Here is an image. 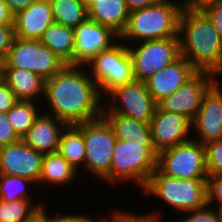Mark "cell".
<instances>
[{
  "label": "cell",
  "instance_id": "cell-1",
  "mask_svg": "<svg viewBox=\"0 0 222 222\" xmlns=\"http://www.w3.org/2000/svg\"><path fill=\"white\" fill-rule=\"evenodd\" d=\"M43 100L42 112L55 116L67 125L101 117L104 106V99L87 67L79 65H66L45 80Z\"/></svg>",
  "mask_w": 222,
  "mask_h": 222
},
{
  "label": "cell",
  "instance_id": "cell-2",
  "mask_svg": "<svg viewBox=\"0 0 222 222\" xmlns=\"http://www.w3.org/2000/svg\"><path fill=\"white\" fill-rule=\"evenodd\" d=\"M180 56L198 71L222 70V37L201 10L184 8L179 21Z\"/></svg>",
  "mask_w": 222,
  "mask_h": 222
},
{
  "label": "cell",
  "instance_id": "cell-3",
  "mask_svg": "<svg viewBox=\"0 0 222 222\" xmlns=\"http://www.w3.org/2000/svg\"><path fill=\"white\" fill-rule=\"evenodd\" d=\"M183 0L160 2L130 11L127 25L119 40L127 45L179 35V21L184 9Z\"/></svg>",
  "mask_w": 222,
  "mask_h": 222
},
{
  "label": "cell",
  "instance_id": "cell-4",
  "mask_svg": "<svg viewBox=\"0 0 222 222\" xmlns=\"http://www.w3.org/2000/svg\"><path fill=\"white\" fill-rule=\"evenodd\" d=\"M157 169V153L152 142L116 140L110 167V187L135 185L142 190ZM118 185V186H116Z\"/></svg>",
  "mask_w": 222,
  "mask_h": 222
},
{
  "label": "cell",
  "instance_id": "cell-5",
  "mask_svg": "<svg viewBox=\"0 0 222 222\" xmlns=\"http://www.w3.org/2000/svg\"><path fill=\"white\" fill-rule=\"evenodd\" d=\"M142 196L156 197L176 214L182 215L208 204L207 179H179L162 174L156 169L141 190ZM150 196V197H149Z\"/></svg>",
  "mask_w": 222,
  "mask_h": 222
},
{
  "label": "cell",
  "instance_id": "cell-6",
  "mask_svg": "<svg viewBox=\"0 0 222 222\" xmlns=\"http://www.w3.org/2000/svg\"><path fill=\"white\" fill-rule=\"evenodd\" d=\"M82 131L85 142V162L82 171L95 177L101 184L110 186V167L116 136L103 117L76 124Z\"/></svg>",
  "mask_w": 222,
  "mask_h": 222
},
{
  "label": "cell",
  "instance_id": "cell-7",
  "mask_svg": "<svg viewBox=\"0 0 222 222\" xmlns=\"http://www.w3.org/2000/svg\"><path fill=\"white\" fill-rule=\"evenodd\" d=\"M85 66L103 98L115 87L135 80L131 54L127 44L120 40L99 52Z\"/></svg>",
  "mask_w": 222,
  "mask_h": 222
},
{
  "label": "cell",
  "instance_id": "cell-8",
  "mask_svg": "<svg viewBox=\"0 0 222 222\" xmlns=\"http://www.w3.org/2000/svg\"><path fill=\"white\" fill-rule=\"evenodd\" d=\"M157 169L179 179H207L205 146L190 139L157 154Z\"/></svg>",
  "mask_w": 222,
  "mask_h": 222
},
{
  "label": "cell",
  "instance_id": "cell-9",
  "mask_svg": "<svg viewBox=\"0 0 222 222\" xmlns=\"http://www.w3.org/2000/svg\"><path fill=\"white\" fill-rule=\"evenodd\" d=\"M103 99L102 114H120L146 123L157 107L146 83L138 80L115 87Z\"/></svg>",
  "mask_w": 222,
  "mask_h": 222
},
{
  "label": "cell",
  "instance_id": "cell-10",
  "mask_svg": "<svg viewBox=\"0 0 222 222\" xmlns=\"http://www.w3.org/2000/svg\"><path fill=\"white\" fill-rule=\"evenodd\" d=\"M66 65L40 40L16 37L5 62L0 66L26 69L47 80L60 72Z\"/></svg>",
  "mask_w": 222,
  "mask_h": 222
},
{
  "label": "cell",
  "instance_id": "cell-11",
  "mask_svg": "<svg viewBox=\"0 0 222 222\" xmlns=\"http://www.w3.org/2000/svg\"><path fill=\"white\" fill-rule=\"evenodd\" d=\"M134 79L146 81L151 75L180 57L179 37L147 40L127 45Z\"/></svg>",
  "mask_w": 222,
  "mask_h": 222
},
{
  "label": "cell",
  "instance_id": "cell-12",
  "mask_svg": "<svg viewBox=\"0 0 222 222\" xmlns=\"http://www.w3.org/2000/svg\"><path fill=\"white\" fill-rule=\"evenodd\" d=\"M217 81L216 74L198 71L184 85L160 101L157 106L163 111L183 115L192 122L201 107L203 96Z\"/></svg>",
  "mask_w": 222,
  "mask_h": 222
},
{
  "label": "cell",
  "instance_id": "cell-13",
  "mask_svg": "<svg viewBox=\"0 0 222 222\" xmlns=\"http://www.w3.org/2000/svg\"><path fill=\"white\" fill-rule=\"evenodd\" d=\"M192 123V139L205 145L222 139V82L217 81L203 96ZM197 135V136H196Z\"/></svg>",
  "mask_w": 222,
  "mask_h": 222
},
{
  "label": "cell",
  "instance_id": "cell-14",
  "mask_svg": "<svg viewBox=\"0 0 222 222\" xmlns=\"http://www.w3.org/2000/svg\"><path fill=\"white\" fill-rule=\"evenodd\" d=\"M75 45L73 65L85 66L99 52L108 50L119 40L109 27L91 19L74 28Z\"/></svg>",
  "mask_w": 222,
  "mask_h": 222
},
{
  "label": "cell",
  "instance_id": "cell-15",
  "mask_svg": "<svg viewBox=\"0 0 222 222\" xmlns=\"http://www.w3.org/2000/svg\"><path fill=\"white\" fill-rule=\"evenodd\" d=\"M44 154L22 139L0 147V174L23 177L39 182Z\"/></svg>",
  "mask_w": 222,
  "mask_h": 222
},
{
  "label": "cell",
  "instance_id": "cell-16",
  "mask_svg": "<svg viewBox=\"0 0 222 222\" xmlns=\"http://www.w3.org/2000/svg\"><path fill=\"white\" fill-rule=\"evenodd\" d=\"M150 129L152 146L157 154L192 138V123L188 118L163 111L158 106L150 121Z\"/></svg>",
  "mask_w": 222,
  "mask_h": 222
},
{
  "label": "cell",
  "instance_id": "cell-17",
  "mask_svg": "<svg viewBox=\"0 0 222 222\" xmlns=\"http://www.w3.org/2000/svg\"><path fill=\"white\" fill-rule=\"evenodd\" d=\"M197 72L198 70L186 58L180 56L172 64L151 75L145 83L152 98L158 104Z\"/></svg>",
  "mask_w": 222,
  "mask_h": 222
},
{
  "label": "cell",
  "instance_id": "cell-18",
  "mask_svg": "<svg viewBox=\"0 0 222 222\" xmlns=\"http://www.w3.org/2000/svg\"><path fill=\"white\" fill-rule=\"evenodd\" d=\"M54 22L50 1L37 0L14 15L16 37L39 40Z\"/></svg>",
  "mask_w": 222,
  "mask_h": 222
},
{
  "label": "cell",
  "instance_id": "cell-19",
  "mask_svg": "<svg viewBox=\"0 0 222 222\" xmlns=\"http://www.w3.org/2000/svg\"><path fill=\"white\" fill-rule=\"evenodd\" d=\"M67 124L55 116L41 112L22 140L42 154L58 150L62 131Z\"/></svg>",
  "mask_w": 222,
  "mask_h": 222
},
{
  "label": "cell",
  "instance_id": "cell-20",
  "mask_svg": "<svg viewBox=\"0 0 222 222\" xmlns=\"http://www.w3.org/2000/svg\"><path fill=\"white\" fill-rule=\"evenodd\" d=\"M1 78L13 91L18 101L42 103L45 95V80L26 69L0 66Z\"/></svg>",
  "mask_w": 222,
  "mask_h": 222
},
{
  "label": "cell",
  "instance_id": "cell-21",
  "mask_svg": "<svg viewBox=\"0 0 222 222\" xmlns=\"http://www.w3.org/2000/svg\"><path fill=\"white\" fill-rule=\"evenodd\" d=\"M77 177L81 178L77 169L74 168L58 152L45 154L43 157L41 174L37 186H39V189L41 190L45 187V185L47 187L54 188V190H56V188L64 189L66 187L68 188L72 184H75L77 180L79 181V178Z\"/></svg>",
  "mask_w": 222,
  "mask_h": 222
},
{
  "label": "cell",
  "instance_id": "cell-22",
  "mask_svg": "<svg viewBox=\"0 0 222 222\" xmlns=\"http://www.w3.org/2000/svg\"><path fill=\"white\" fill-rule=\"evenodd\" d=\"M87 9L88 19L109 27L118 36L124 31L130 13L124 0H90Z\"/></svg>",
  "mask_w": 222,
  "mask_h": 222
},
{
  "label": "cell",
  "instance_id": "cell-23",
  "mask_svg": "<svg viewBox=\"0 0 222 222\" xmlns=\"http://www.w3.org/2000/svg\"><path fill=\"white\" fill-rule=\"evenodd\" d=\"M39 40L67 65H73L75 45L74 28L54 22L44 31Z\"/></svg>",
  "mask_w": 222,
  "mask_h": 222
},
{
  "label": "cell",
  "instance_id": "cell-24",
  "mask_svg": "<svg viewBox=\"0 0 222 222\" xmlns=\"http://www.w3.org/2000/svg\"><path fill=\"white\" fill-rule=\"evenodd\" d=\"M117 139L128 142H151L150 123L120 114H102Z\"/></svg>",
  "mask_w": 222,
  "mask_h": 222
},
{
  "label": "cell",
  "instance_id": "cell-25",
  "mask_svg": "<svg viewBox=\"0 0 222 222\" xmlns=\"http://www.w3.org/2000/svg\"><path fill=\"white\" fill-rule=\"evenodd\" d=\"M57 152L82 175L81 169L85 162V142L82 131L76 125H67L62 131Z\"/></svg>",
  "mask_w": 222,
  "mask_h": 222
},
{
  "label": "cell",
  "instance_id": "cell-26",
  "mask_svg": "<svg viewBox=\"0 0 222 222\" xmlns=\"http://www.w3.org/2000/svg\"><path fill=\"white\" fill-rule=\"evenodd\" d=\"M54 21L76 28L88 19L87 3L84 0H49Z\"/></svg>",
  "mask_w": 222,
  "mask_h": 222
},
{
  "label": "cell",
  "instance_id": "cell-27",
  "mask_svg": "<svg viewBox=\"0 0 222 222\" xmlns=\"http://www.w3.org/2000/svg\"><path fill=\"white\" fill-rule=\"evenodd\" d=\"M41 112L42 103L17 101L6 113V116L15 133L22 139Z\"/></svg>",
  "mask_w": 222,
  "mask_h": 222
},
{
  "label": "cell",
  "instance_id": "cell-28",
  "mask_svg": "<svg viewBox=\"0 0 222 222\" xmlns=\"http://www.w3.org/2000/svg\"><path fill=\"white\" fill-rule=\"evenodd\" d=\"M37 202L38 204H35L32 199H18L15 201L0 199V222H27L46 204V201L43 203L40 199Z\"/></svg>",
  "mask_w": 222,
  "mask_h": 222
},
{
  "label": "cell",
  "instance_id": "cell-29",
  "mask_svg": "<svg viewBox=\"0 0 222 222\" xmlns=\"http://www.w3.org/2000/svg\"><path fill=\"white\" fill-rule=\"evenodd\" d=\"M37 186V184L29 179L0 174V199L3 201H15L18 199H33L34 196L30 195L32 188ZM30 189V190H29Z\"/></svg>",
  "mask_w": 222,
  "mask_h": 222
},
{
  "label": "cell",
  "instance_id": "cell-30",
  "mask_svg": "<svg viewBox=\"0 0 222 222\" xmlns=\"http://www.w3.org/2000/svg\"><path fill=\"white\" fill-rule=\"evenodd\" d=\"M121 209L120 207H115L114 209L112 208V211L110 210L108 214L100 215V222H166L163 221L165 219L162 208H158L157 211H149L145 214L135 213L134 211L131 212L130 210L127 211L125 208H123V210Z\"/></svg>",
  "mask_w": 222,
  "mask_h": 222
},
{
  "label": "cell",
  "instance_id": "cell-31",
  "mask_svg": "<svg viewBox=\"0 0 222 222\" xmlns=\"http://www.w3.org/2000/svg\"><path fill=\"white\" fill-rule=\"evenodd\" d=\"M181 216V218L179 216V219L169 220L167 218V220L169 222H222L219 210L208 204L201 209L186 212Z\"/></svg>",
  "mask_w": 222,
  "mask_h": 222
},
{
  "label": "cell",
  "instance_id": "cell-32",
  "mask_svg": "<svg viewBox=\"0 0 222 222\" xmlns=\"http://www.w3.org/2000/svg\"><path fill=\"white\" fill-rule=\"evenodd\" d=\"M204 146L208 175H222V139L213 140Z\"/></svg>",
  "mask_w": 222,
  "mask_h": 222
},
{
  "label": "cell",
  "instance_id": "cell-33",
  "mask_svg": "<svg viewBox=\"0 0 222 222\" xmlns=\"http://www.w3.org/2000/svg\"><path fill=\"white\" fill-rule=\"evenodd\" d=\"M207 194L208 205L217 209L222 206V175H208Z\"/></svg>",
  "mask_w": 222,
  "mask_h": 222
},
{
  "label": "cell",
  "instance_id": "cell-34",
  "mask_svg": "<svg viewBox=\"0 0 222 222\" xmlns=\"http://www.w3.org/2000/svg\"><path fill=\"white\" fill-rule=\"evenodd\" d=\"M15 39L14 25H0V65L5 62Z\"/></svg>",
  "mask_w": 222,
  "mask_h": 222
},
{
  "label": "cell",
  "instance_id": "cell-35",
  "mask_svg": "<svg viewBox=\"0 0 222 222\" xmlns=\"http://www.w3.org/2000/svg\"><path fill=\"white\" fill-rule=\"evenodd\" d=\"M58 213L55 214H50L49 213V222H100L101 218L99 216V218L95 217V219H93L94 217L91 215H89V213L86 214L81 212L80 214H72V212L70 213H60L59 211H57ZM60 213V214H59ZM59 214V215H58Z\"/></svg>",
  "mask_w": 222,
  "mask_h": 222
},
{
  "label": "cell",
  "instance_id": "cell-36",
  "mask_svg": "<svg viewBox=\"0 0 222 222\" xmlns=\"http://www.w3.org/2000/svg\"><path fill=\"white\" fill-rule=\"evenodd\" d=\"M200 10L209 18L222 37V2L209 3Z\"/></svg>",
  "mask_w": 222,
  "mask_h": 222
},
{
  "label": "cell",
  "instance_id": "cell-37",
  "mask_svg": "<svg viewBox=\"0 0 222 222\" xmlns=\"http://www.w3.org/2000/svg\"><path fill=\"white\" fill-rule=\"evenodd\" d=\"M20 138L7 119L6 113L0 112V147L18 142Z\"/></svg>",
  "mask_w": 222,
  "mask_h": 222
},
{
  "label": "cell",
  "instance_id": "cell-38",
  "mask_svg": "<svg viewBox=\"0 0 222 222\" xmlns=\"http://www.w3.org/2000/svg\"><path fill=\"white\" fill-rule=\"evenodd\" d=\"M17 101L13 91L0 77V112L7 113Z\"/></svg>",
  "mask_w": 222,
  "mask_h": 222
},
{
  "label": "cell",
  "instance_id": "cell-39",
  "mask_svg": "<svg viewBox=\"0 0 222 222\" xmlns=\"http://www.w3.org/2000/svg\"><path fill=\"white\" fill-rule=\"evenodd\" d=\"M0 25H14V14L4 0H0Z\"/></svg>",
  "mask_w": 222,
  "mask_h": 222
},
{
  "label": "cell",
  "instance_id": "cell-40",
  "mask_svg": "<svg viewBox=\"0 0 222 222\" xmlns=\"http://www.w3.org/2000/svg\"><path fill=\"white\" fill-rule=\"evenodd\" d=\"M37 0H4L9 10L15 15L18 11L27 9L33 2Z\"/></svg>",
  "mask_w": 222,
  "mask_h": 222
},
{
  "label": "cell",
  "instance_id": "cell-41",
  "mask_svg": "<svg viewBox=\"0 0 222 222\" xmlns=\"http://www.w3.org/2000/svg\"><path fill=\"white\" fill-rule=\"evenodd\" d=\"M126 2V5L129 9V11H132L134 9L138 8H144L147 6L154 5L161 0H124Z\"/></svg>",
  "mask_w": 222,
  "mask_h": 222
},
{
  "label": "cell",
  "instance_id": "cell-42",
  "mask_svg": "<svg viewBox=\"0 0 222 222\" xmlns=\"http://www.w3.org/2000/svg\"><path fill=\"white\" fill-rule=\"evenodd\" d=\"M220 0H183L184 7L191 10H200L205 5Z\"/></svg>",
  "mask_w": 222,
  "mask_h": 222
},
{
  "label": "cell",
  "instance_id": "cell-43",
  "mask_svg": "<svg viewBox=\"0 0 222 222\" xmlns=\"http://www.w3.org/2000/svg\"><path fill=\"white\" fill-rule=\"evenodd\" d=\"M45 205L39 212H37L31 219L27 222H49V210L46 208Z\"/></svg>",
  "mask_w": 222,
  "mask_h": 222
},
{
  "label": "cell",
  "instance_id": "cell-44",
  "mask_svg": "<svg viewBox=\"0 0 222 222\" xmlns=\"http://www.w3.org/2000/svg\"><path fill=\"white\" fill-rule=\"evenodd\" d=\"M217 78H218V81L222 82V70L217 74Z\"/></svg>",
  "mask_w": 222,
  "mask_h": 222
},
{
  "label": "cell",
  "instance_id": "cell-45",
  "mask_svg": "<svg viewBox=\"0 0 222 222\" xmlns=\"http://www.w3.org/2000/svg\"><path fill=\"white\" fill-rule=\"evenodd\" d=\"M218 210H219V212H220L221 219H222V206H220V207L218 208Z\"/></svg>",
  "mask_w": 222,
  "mask_h": 222
}]
</instances>
